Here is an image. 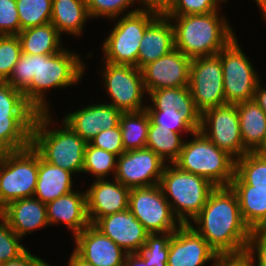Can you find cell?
I'll use <instances>...</instances> for the list:
<instances>
[{"mask_svg": "<svg viewBox=\"0 0 266 266\" xmlns=\"http://www.w3.org/2000/svg\"><path fill=\"white\" fill-rule=\"evenodd\" d=\"M84 67L80 57L66 49L51 55L21 52L7 82L23 92L25 100L37 112H49L45 90L72 86L81 80Z\"/></svg>", "mask_w": 266, "mask_h": 266, "instance_id": "6da1fadb", "label": "cell"}, {"mask_svg": "<svg viewBox=\"0 0 266 266\" xmlns=\"http://www.w3.org/2000/svg\"><path fill=\"white\" fill-rule=\"evenodd\" d=\"M193 221L198 229L189 225L218 254L246 251L251 229L242 218L237 196L230 186L216 187Z\"/></svg>", "mask_w": 266, "mask_h": 266, "instance_id": "7a4b0ae2", "label": "cell"}, {"mask_svg": "<svg viewBox=\"0 0 266 266\" xmlns=\"http://www.w3.org/2000/svg\"><path fill=\"white\" fill-rule=\"evenodd\" d=\"M217 12L167 16L176 20L173 22L175 48L190 58L218 54L235 34Z\"/></svg>", "mask_w": 266, "mask_h": 266, "instance_id": "3957f363", "label": "cell"}, {"mask_svg": "<svg viewBox=\"0 0 266 266\" xmlns=\"http://www.w3.org/2000/svg\"><path fill=\"white\" fill-rule=\"evenodd\" d=\"M49 112H38L31 131V147L46 162L71 173L82 172L87 142L66 123L59 130H48Z\"/></svg>", "mask_w": 266, "mask_h": 266, "instance_id": "277c9868", "label": "cell"}, {"mask_svg": "<svg viewBox=\"0 0 266 266\" xmlns=\"http://www.w3.org/2000/svg\"><path fill=\"white\" fill-rule=\"evenodd\" d=\"M191 141L184 142L174 164L181 170L199 175L216 187L230 186L235 175V160L219 149L199 130Z\"/></svg>", "mask_w": 266, "mask_h": 266, "instance_id": "5b68a950", "label": "cell"}, {"mask_svg": "<svg viewBox=\"0 0 266 266\" xmlns=\"http://www.w3.org/2000/svg\"><path fill=\"white\" fill-rule=\"evenodd\" d=\"M173 165V166H172ZM164 195H170V207L181 225L191 224L216 188L207 179L181 170L174 163L165 166L159 182ZM189 217V218H188Z\"/></svg>", "mask_w": 266, "mask_h": 266, "instance_id": "8992f818", "label": "cell"}, {"mask_svg": "<svg viewBox=\"0 0 266 266\" xmlns=\"http://www.w3.org/2000/svg\"><path fill=\"white\" fill-rule=\"evenodd\" d=\"M158 15L155 11L139 7L120 18L103 43L105 61L137 67L141 39L146 27Z\"/></svg>", "mask_w": 266, "mask_h": 266, "instance_id": "52a82bcc", "label": "cell"}, {"mask_svg": "<svg viewBox=\"0 0 266 266\" xmlns=\"http://www.w3.org/2000/svg\"><path fill=\"white\" fill-rule=\"evenodd\" d=\"M38 180V153L30 146L0 158V209L10 202L34 196Z\"/></svg>", "mask_w": 266, "mask_h": 266, "instance_id": "ba28073f", "label": "cell"}, {"mask_svg": "<svg viewBox=\"0 0 266 266\" xmlns=\"http://www.w3.org/2000/svg\"><path fill=\"white\" fill-rule=\"evenodd\" d=\"M234 37L218 54L223 68V87L226 104L236 105L254 99L260 83L246 55Z\"/></svg>", "mask_w": 266, "mask_h": 266, "instance_id": "9c48e42d", "label": "cell"}, {"mask_svg": "<svg viewBox=\"0 0 266 266\" xmlns=\"http://www.w3.org/2000/svg\"><path fill=\"white\" fill-rule=\"evenodd\" d=\"M168 196L164 195L159 184L130 189L128 209L149 234L174 232L180 227L181 223L172 212Z\"/></svg>", "mask_w": 266, "mask_h": 266, "instance_id": "30bf717a", "label": "cell"}, {"mask_svg": "<svg viewBox=\"0 0 266 266\" xmlns=\"http://www.w3.org/2000/svg\"><path fill=\"white\" fill-rule=\"evenodd\" d=\"M188 87L196 109L201 114L208 109L226 105L219 54L192 58Z\"/></svg>", "mask_w": 266, "mask_h": 266, "instance_id": "8fae6325", "label": "cell"}, {"mask_svg": "<svg viewBox=\"0 0 266 266\" xmlns=\"http://www.w3.org/2000/svg\"><path fill=\"white\" fill-rule=\"evenodd\" d=\"M199 131L235 160L248 153L242 142L237 105L226 104L206 110L201 114Z\"/></svg>", "mask_w": 266, "mask_h": 266, "instance_id": "7c38bea8", "label": "cell"}, {"mask_svg": "<svg viewBox=\"0 0 266 266\" xmlns=\"http://www.w3.org/2000/svg\"><path fill=\"white\" fill-rule=\"evenodd\" d=\"M104 64V86L112 99L110 105L121 112H137L146 109L142 104L146 90L141 70L136 66L112 64L107 61H104Z\"/></svg>", "mask_w": 266, "mask_h": 266, "instance_id": "4fadbf2b", "label": "cell"}, {"mask_svg": "<svg viewBox=\"0 0 266 266\" xmlns=\"http://www.w3.org/2000/svg\"><path fill=\"white\" fill-rule=\"evenodd\" d=\"M165 165L149 148L126 151L117 157L114 178L129 189L158 185Z\"/></svg>", "mask_w": 266, "mask_h": 266, "instance_id": "5bb4252c", "label": "cell"}, {"mask_svg": "<svg viewBox=\"0 0 266 266\" xmlns=\"http://www.w3.org/2000/svg\"><path fill=\"white\" fill-rule=\"evenodd\" d=\"M191 61L192 58L175 48L144 66L141 73L146 93L162 88L188 86Z\"/></svg>", "mask_w": 266, "mask_h": 266, "instance_id": "9a60e30c", "label": "cell"}, {"mask_svg": "<svg viewBox=\"0 0 266 266\" xmlns=\"http://www.w3.org/2000/svg\"><path fill=\"white\" fill-rule=\"evenodd\" d=\"M218 253L189 224L172 232L167 266H203Z\"/></svg>", "mask_w": 266, "mask_h": 266, "instance_id": "2e32d148", "label": "cell"}, {"mask_svg": "<svg viewBox=\"0 0 266 266\" xmlns=\"http://www.w3.org/2000/svg\"><path fill=\"white\" fill-rule=\"evenodd\" d=\"M93 226L127 254L140 252L149 235L129 209L99 218Z\"/></svg>", "mask_w": 266, "mask_h": 266, "instance_id": "e0dca14e", "label": "cell"}, {"mask_svg": "<svg viewBox=\"0 0 266 266\" xmlns=\"http://www.w3.org/2000/svg\"><path fill=\"white\" fill-rule=\"evenodd\" d=\"M74 252L93 266H123L126 252L93 225L75 236Z\"/></svg>", "mask_w": 266, "mask_h": 266, "instance_id": "ac0fdd59", "label": "cell"}, {"mask_svg": "<svg viewBox=\"0 0 266 266\" xmlns=\"http://www.w3.org/2000/svg\"><path fill=\"white\" fill-rule=\"evenodd\" d=\"M130 189L114 179H96L85 192L87 214L93 225L99 218L128 209Z\"/></svg>", "mask_w": 266, "mask_h": 266, "instance_id": "d6986e66", "label": "cell"}, {"mask_svg": "<svg viewBox=\"0 0 266 266\" xmlns=\"http://www.w3.org/2000/svg\"><path fill=\"white\" fill-rule=\"evenodd\" d=\"M122 112L110 105L94 104L65 116L66 123L84 141H90L101 131L117 127Z\"/></svg>", "mask_w": 266, "mask_h": 266, "instance_id": "ffe728a7", "label": "cell"}, {"mask_svg": "<svg viewBox=\"0 0 266 266\" xmlns=\"http://www.w3.org/2000/svg\"><path fill=\"white\" fill-rule=\"evenodd\" d=\"M169 17L159 14L147 27L140 42L137 68L156 61L175 49L174 28Z\"/></svg>", "mask_w": 266, "mask_h": 266, "instance_id": "44dd1931", "label": "cell"}, {"mask_svg": "<svg viewBox=\"0 0 266 266\" xmlns=\"http://www.w3.org/2000/svg\"><path fill=\"white\" fill-rule=\"evenodd\" d=\"M49 225L64 222L69 229H73L76 236L90 221L87 214L86 194L71 191L46 204Z\"/></svg>", "mask_w": 266, "mask_h": 266, "instance_id": "7402d4cb", "label": "cell"}, {"mask_svg": "<svg viewBox=\"0 0 266 266\" xmlns=\"http://www.w3.org/2000/svg\"><path fill=\"white\" fill-rule=\"evenodd\" d=\"M1 214L20 238L36 228L49 225L46 204L35 197L12 201L2 209Z\"/></svg>", "mask_w": 266, "mask_h": 266, "instance_id": "603a6c76", "label": "cell"}, {"mask_svg": "<svg viewBox=\"0 0 266 266\" xmlns=\"http://www.w3.org/2000/svg\"><path fill=\"white\" fill-rule=\"evenodd\" d=\"M37 114H0V158L31 146V131Z\"/></svg>", "mask_w": 266, "mask_h": 266, "instance_id": "cb8c5ba5", "label": "cell"}, {"mask_svg": "<svg viewBox=\"0 0 266 266\" xmlns=\"http://www.w3.org/2000/svg\"><path fill=\"white\" fill-rule=\"evenodd\" d=\"M73 173L54 166L38 154V180L34 196L44 204L70 193Z\"/></svg>", "mask_w": 266, "mask_h": 266, "instance_id": "d4e9b609", "label": "cell"}, {"mask_svg": "<svg viewBox=\"0 0 266 266\" xmlns=\"http://www.w3.org/2000/svg\"><path fill=\"white\" fill-rule=\"evenodd\" d=\"M150 100L153 106H146V109H171L176 108L197 130L200 129L201 113L196 109L190 88H162L150 91Z\"/></svg>", "mask_w": 266, "mask_h": 266, "instance_id": "484cf974", "label": "cell"}, {"mask_svg": "<svg viewBox=\"0 0 266 266\" xmlns=\"http://www.w3.org/2000/svg\"><path fill=\"white\" fill-rule=\"evenodd\" d=\"M89 17L86 0H52L51 23L60 35L80 36Z\"/></svg>", "mask_w": 266, "mask_h": 266, "instance_id": "4316f807", "label": "cell"}, {"mask_svg": "<svg viewBox=\"0 0 266 266\" xmlns=\"http://www.w3.org/2000/svg\"><path fill=\"white\" fill-rule=\"evenodd\" d=\"M236 105L244 148L253 152L265 135L266 113L254 99Z\"/></svg>", "mask_w": 266, "mask_h": 266, "instance_id": "83f0119b", "label": "cell"}, {"mask_svg": "<svg viewBox=\"0 0 266 266\" xmlns=\"http://www.w3.org/2000/svg\"><path fill=\"white\" fill-rule=\"evenodd\" d=\"M23 53L32 55H51L61 51V38L52 23H46L20 31L17 35Z\"/></svg>", "mask_w": 266, "mask_h": 266, "instance_id": "f1b7e54d", "label": "cell"}, {"mask_svg": "<svg viewBox=\"0 0 266 266\" xmlns=\"http://www.w3.org/2000/svg\"><path fill=\"white\" fill-rule=\"evenodd\" d=\"M235 192L241 215L250 229L255 228L266 216V189H253L248 184H230Z\"/></svg>", "mask_w": 266, "mask_h": 266, "instance_id": "f546056e", "label": "cell"}, {"mask_svg": "<svg viewBox=\"0 0 266 266\" xmlns=\"http://www.w3.org/2000/svg\"><path fill=\"white\" fill-rule=\"evenodd\" d=\"M125 152L146 148L150 116L146 109L137 112H122L119 120Z\"/></svg>", "mask_w": 266, "mask_h": 266, "instance_id": "4dcf8cb0", "label": "cell"}, {"mask_svg": "<svg viewBox=\"0 0 266 266\" xmlns=\"http://www.w3.org/2000/svg\"><path fill=\"white\" fill-rule=\"evenodd\" d=\"M180 136L172 130L160 128L150 119L146 148L153 150L165 162L168 159V164L174 163L184 144Z\"/></svg>", "mask_w": 266, "mask_h": 266, "instance_id": "1f68e13d", "label": "cell"}, {"mask_svg": "<svg viewBox=\"0 0 266 266\" xmlns=\"http://www.w3.org/2000/svg\"><path fill=\"white\" fill-rule=\"evenodd\" d=\"M230 184H248L266 189V157L248 152L235 160V175Z\"/></svg>", "mask_w": 266, "mask_h": 266, "instance_id": "d6a6232c", "label": "cell"}, {"mask_svg": "<svg viewBox=\"0 0 266 266\" xmlns=\"http://www.w3.org/2000/svg\"><path fill=\"white\" fill-rule=\"evenodd\" d=\"M21 31L51 23L52 0H16Z\"/></svg>", "mask_w": 266, "mask_h": 266, "instance_id": "836d02e7", "label": "cell"}, {"mask_svg": "<svg viewBox=\"0 0 266 266\" xmlns=\"http://www.w3.org/2000/svg\"><path fill=\"white\" fill-rule=\"evenodd\" d=\"M117 155L104 149L87 144L84 153V164L82 173H92L97 179H105V176L112 171L116 173Z\"/></svg>", "mask_w": 266, "mask_h": 266, "instance_id": "e575fe53", "label": "cell"}, {"mask_svg": "<svg viewBox=\"0 0 266 266\" xmlns=\"http://www.w3.org/2000/svg\"><path fill=\"white\" fill-rule=\"evenodd\" d=\"M171 236L172 232L148 235L143 248L139 252L144 257L147 266H167Z\"/></svg>", "mask_w": 266, "mask_h": 266, "instance_id": "d590c367", "label": "cell"}, {"mask_svg": "<svg viewBox=\"0 0 266 266\" xmlns=\"http://www.w3.org/2000/svg\"><path fill=\"white\" fill-rule=\"evenodd\" d=\"M25 100L23 92L14 89L7 81H0V114H37Z\"/></svg>", "mask_w": 266, "mask_h": 266, "instance_id": "8d00e7d4", "label": "cell"}, {"mask_svg": "<svg viewBox=\"0 0 266 266\" xmlns=\"http://www.w3.org/2000/svg\"><path fill=\"white\" fill-rule=\"evenodd\" d=\"M150 119L160 128L172 130L181 133L183 130L188 131L190 135L194 134L197 129L179 112L175 107L171 109H146ZM181 131V132H180Z\"/></svg>", "mask_w": 266, "mask_h": 266, "instance_id": "74e56055", "label": "cell"}, {"mask_svg": "<svg viewBox=\"0 0 266 266\" xmlns=\"http://www.w3.org/2000/svg\"><path fill=\"white\" fill-rule=\"evenodd\" d=\"M22 52L17 35L0 36V81H7Z\"/></svg>", "mask_w": 266, "mask_h": 266, "instance_id": "f35d334b", "label": "cell"}, {"mask_svg": "<svg viewBox=\"0 0 266 266\" xmlns=\"http://www.w3.org/2000/svg\"><path fill=\"white\" fill-rule=\"evenodd\" d=\"M0 261L5 263L17 259L27 249L20 244V237L10 228L8 221L0 214Z\"/></svg>", "mask_w": 266, "mask_h": 266, "instance_id": "ab89813d", "label": "cell"}, {"mask_svg": "<svg viewBox=\"0 0 266 266\" xmlns=\"http://www.w3.org/2000/svg\"><path fill=\"white\" fill-rule=\"evenodd\" d=\"M225 0H174L172 5L163 13L165 16H183L208 14L219 9L218 3Z\"/></svg>", "mask_w": 266, "mask_h": 266, "instance_id": "60d3db41", "label": "cell"}, {"mask_svg": "<svg viewBox=\"0 0 266 266\" xmlns=\"http://www.w3.org/2000/svg\"><path fill=\"white\" fill-rule=\"evenodd\" d=\"M137 0H86L90 18L108 17L117 18ZM117 16V17H116Z\"/></svg>", "mask_w": 266, "mask_h": 266, "instance_id": "b9f144b4", "label": "cell"}, {"mask_svg": "<svg viewBox=\"0 0 266 266\" xmlns=\"http://www.w3.org/2000/svg\"><path fill=\"white\" fill-rule=\"evenodd\" d=\"M20 31L16 0H0V35H18Z\"/></svg>", "mask_w": 266, "mask_h": 266, "instance_id": "7bdbcfd3", "label": "cell"}, {"mask_svg": "<svg viewBox=\"0 0 266 266\" xmlns=\"http://www.w3.org/2000/svg\"><path fill=\"white\" fill-rule=\"evenodd\" d=\"M90 144L97 148L112 152L117 156L125 152L120 125L101 131L90 141Z\"/></svg>", "mask_w": 266, "mask_h": 266, "instance_id": "ee69618b", "label": "cell"}, {"mask_svg": "<svg viewBox=\"0 0 266 266\" xmlns=\"http://www.w3.org/2000/svg\"><path fill=\"white\" fill-rule=\"evenodd\" d=\"M256 248V249H255ZM249 256L257 253V266H266V233L250 232L246 251Z\"/></svg>", "mask_w": 266, "mask_h": 266, "instance_id": "f6af8a7d", "label": "cell"}, {"mask_svg": "<svg viewBox=\"0 0 266 266\" xmlns=\"http://www.w3.org/2000/svg\"><path fill=\"white\" fill-rule=\"evenodd\" d=\"M213 266H254V256H249L247 252L238 254H218Z\"/></svg>", "mask_w": 266, "mask_h": 266, "instance_id": "bcb514c9", "label": "cell"}, {"mask_svg": "<svg viewBox=\"0 0 266 266\" xmlns=\"http://www.w3.org/2000/svg\"><path fill=\"white\" fill-rule=\"evenodd\" d=\"M45 264L44 260L26 251L17 259L2 263V266H44Z\"/></svg>", "mask_w": 266, "mask_h": 266, "instance_id": "7dc6e473", "label": "cell"}, {"mask_svg": "<svg viewBox=\"0 0 266 266\" xmlns=\"http://www.w3.org/2000/svg\"><path fill=\"white\" fill-rule=\"evenodd\" d=\"M174 0H140L147 10L163 14L173 3Z\"/></svg>", "mask_w": 266, "mask_h": 266, "instance_id": "c3c4849f", "label": "cell"}, {"mask_svg": "<svg viewBox=\"0 0 266 266\" xmlns=\"http://www.w3.org/2000/svg\"><path fill=\"white\" fill-rule=\"evenodd\" d=\"M123 266H147L144 257L139 253L126 254Z\"/></svg>", "mask_w": 266, "mask_h": 266, "instance_id": "681fc988", "label": "cell"}, {"mask_svg": "<svg viewBox=\"0 0 266 266\" xmlns=\"http://www.w3.org/2000/svg\"><path fill=\"white\" fill-rule=\"evenodd\" d=\"M255 102L260 106V108L266 113V89L262 88L260 83L257 85L254 94Z\"/></svg>", "mask_w": 266, "mask_h": 266, "instance_id": "f907efd6", "label": "cell"}, {"mask_svg": "<svg viewBox=\"0 0 266 266\" xmlns=\"http://www.w3.org/2000/svg\"><path fill=\"white\" fill-rule=\"evenodd\" d=\"M68 263V266H93L92 264L80 258L74 251Z\"/></svg>", "mask_w": 266, "mask_h": 266, "instance_id": "816d5d0a", "label": "cell"}, {"mask_svg": "<svg viewBox=\"0 0 266 266\" xmlns=\"http://www.w3.org/2000/svg\"><path fill=\"white\" fill-rule=\"evenodd\" d=\"M254 154L266 157V132L259 146L253 151Z\"/></svg>", "mask_w": 266, "mask_h": 266, "instance_id": "f5cc1de1", "label": "cell"}, {"mask_svg": "<svg viewBox=\"0 0 266 266\" xmlns=\"http://www.w3.org/2000/svg\"><path fill=\"white\" fill-rule=\"evenodd\" d=\"M250 232L266 233V216L261 220V222L255 228H252Z\"/></svg>", "mask_w": 266, "mask_h": 266, "instance_id": "db71d44e", "label": "cell"}, {"mask_svg": "<svg viewBox=\"0 0 266 266\" xmlns=\"http://www.w3.org/2000/svg\"><path fill=\"white\" fill-rule=\"evenodd\" d=\"M255 1L258 4V6L260 7L264 18L266 19V0H255Z\"/></svg>", "mask_w": 266, "mask_h": 266, "instance_id": "11a10c76", "label": "cell"}]
</instances>
